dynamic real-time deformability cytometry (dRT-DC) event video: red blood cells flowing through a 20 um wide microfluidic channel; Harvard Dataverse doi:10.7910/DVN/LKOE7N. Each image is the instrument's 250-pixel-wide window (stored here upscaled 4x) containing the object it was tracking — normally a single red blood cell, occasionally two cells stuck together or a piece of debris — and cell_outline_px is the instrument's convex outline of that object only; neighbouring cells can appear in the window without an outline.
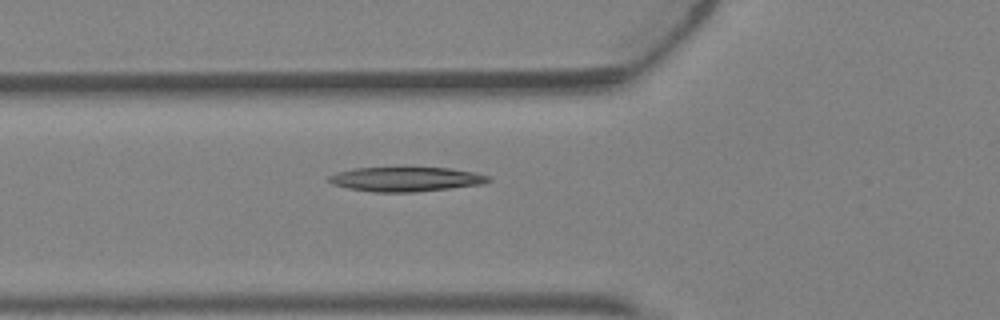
{"species": "Egyptian fruit bat (a non-hibernating species)", "species_latin": "Rousettus aegyptiacus", "temperature_condition": "warm", "stored_images_in_passage": 6, "camera_frame_rate_fps": 3000, "um_per_image_px": 0.085, "animal": {"sex": "female"}, "frame": {"image": 1, "passage_image": 5, "time_ms": 1.333, "image_size_px": [1000, 320], "cell_outline_px": [[492, 180], [484, 184], [416, 192], [372, 192], [348, 188], [332, 184], [328, 180], [328, 176], [336, 172], [356, 168], [404, 164], [448, 168], [476, 172], [488, 176]], "centroid_in_image_um": [34.49, 15.18], "position_along_channel_um": 91.3, "area_um2": 24.04}}